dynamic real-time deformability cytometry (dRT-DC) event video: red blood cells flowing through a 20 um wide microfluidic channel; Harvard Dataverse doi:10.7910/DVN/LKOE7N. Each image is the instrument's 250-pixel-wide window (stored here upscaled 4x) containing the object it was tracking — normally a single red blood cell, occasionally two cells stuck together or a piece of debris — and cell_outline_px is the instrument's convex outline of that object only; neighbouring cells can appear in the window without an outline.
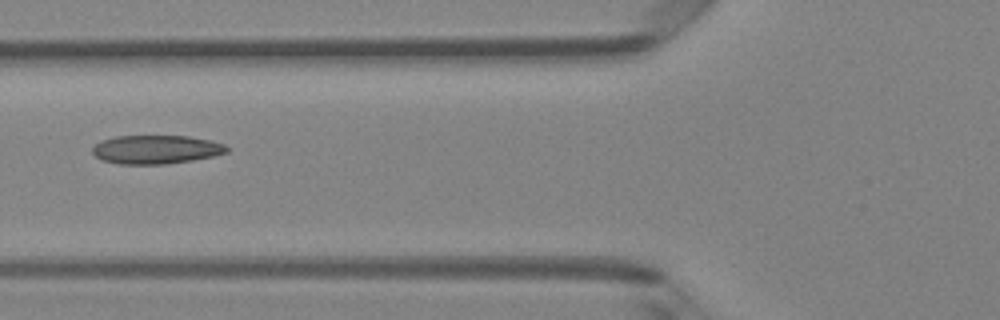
{"species": "Egyptian fruit bat (a non-hibernating species)", "species_latin": "Rousettus aegyptiacus", "temperature_condition": "room temperature", "stored_images_in_passage": 6, "camera_frame_rate_fps": 3000, "um_per_image_px": 0.085, "animal": {"sex": "female"}, "frame": {"image": 1, "passage_image": 6, "time_ms": 1.667, "image_size_px": [1000, 320], "cell_outline_px": [[228, 152], [212, 156], [192, 160], [164, 164], [120, 164], [100, 160], [92, 152], [92, 148], [96, 144], [104, 140], [116, 136], [188, 136], [212, 140], [224, 144], [228, 148]], "centroid_in_image_um": [13.27, 12.71], "position_along_channel_um": 112.5, "area_um2": 22.37}}